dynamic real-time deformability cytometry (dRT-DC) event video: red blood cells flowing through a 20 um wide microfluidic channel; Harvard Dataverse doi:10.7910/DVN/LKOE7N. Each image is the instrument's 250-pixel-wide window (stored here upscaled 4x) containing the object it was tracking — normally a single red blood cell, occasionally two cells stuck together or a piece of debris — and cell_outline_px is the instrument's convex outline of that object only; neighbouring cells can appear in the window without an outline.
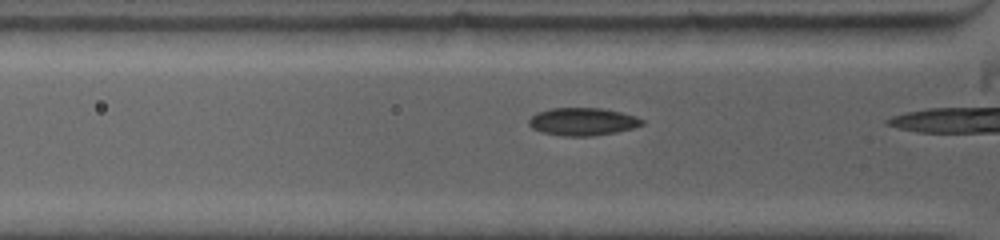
{"species": "common noctule bat (a hibernating species)", "species_latin": "Nyctalus noctula", "temperature_condition": "warm", "stored_images_in_passage": 7, "camera_frame_rate_fps": 5000, "um_per_image_px": 0.085, "animal": {"sex": "female", "body_mass_g": 19.0, "forearm_length_mm": 53.3}, "frame": {"image": 1, "passage_image": 3, "time_ms": 1.0, "image_size_px": [1000, 240], "cell_outline_px": [[644, 124], [632, 128], [616, 132], [592, 136], [564, 136], [540, 132], [532, 128], [528, 124], [528, 120], [536, 112], [548, 108], [600, 108], [620, 112], [636, 116], [644, 120]], "centroid_in_image_um": [49.49, 10.34], "position_along_channel_um": 76.3, "area_um2": 18.38}}